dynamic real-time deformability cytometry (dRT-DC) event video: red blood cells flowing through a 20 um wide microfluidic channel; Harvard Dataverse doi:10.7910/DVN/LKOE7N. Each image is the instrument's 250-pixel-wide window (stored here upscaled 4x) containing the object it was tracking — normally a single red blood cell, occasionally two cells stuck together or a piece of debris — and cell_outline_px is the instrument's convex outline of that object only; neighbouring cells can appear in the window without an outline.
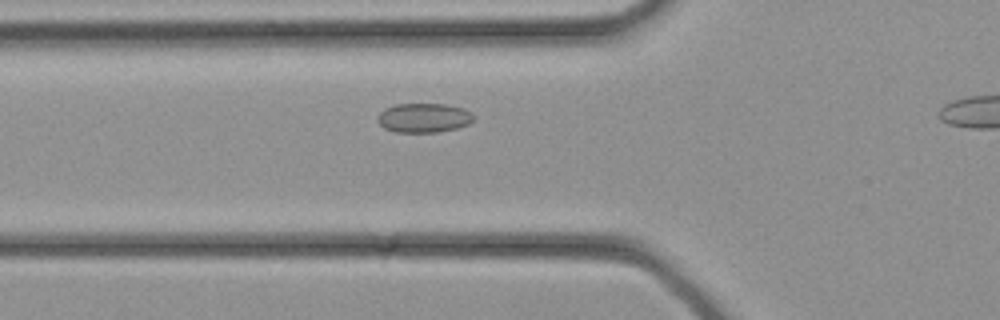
{"species": "common noctule bat (a hibernating species)", "species_latin": "Nyctalus noctula", "temperature_condition": "cold", "stored_images_in_passage": 25, "camera_frame_rate_fps": 3000, "um_per_image_px": 0.085, "animal": {"sex": "female", "body_mass_g": 21.9}, "frame": {"image": 1, "passage_image": 9, "time_ms": 2.667, "image_size_px": [1000, 320], "cell_outline_px": [[476, 116], [468, 124], [456, 128], [440, 132], [396, 132], [384, 128], [376, 120], [376, 116], [384, 108], [396, 104], [448, 104], [464, 108], [472, 112]], "centroid_in_image_um": [36.02, 10.01], "position_along_channel_um": 89.8, "area_um2": 16.65}}
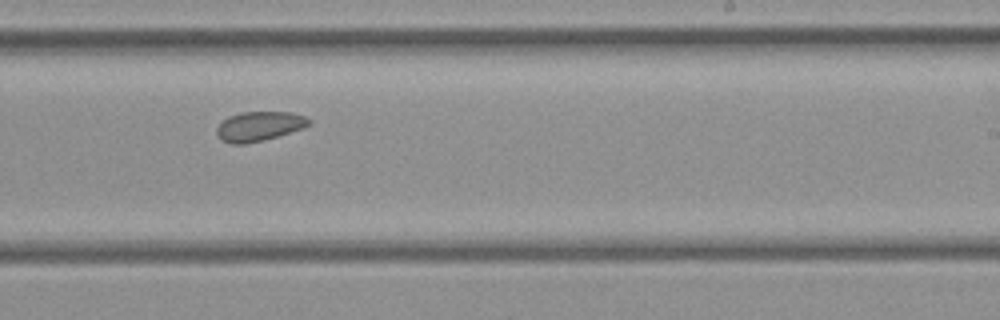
{"frame": {"image": 2, "passage_image": 18, "time_ms": 5.667, "image_size_px": [1000, 320], "cell_outline_px": [[312, 124], [304, 128], [264, 140], [244, 144], [228, 144], [220, 140], [216, 136], [216, 128], [228, 116], [240, 112], [292, 112], [304, 116], [312, 120]], "centroid_in_image_um": [22.02, 10.74], "position_along_channel_um": 267.0, "area_um2": 16.13}}
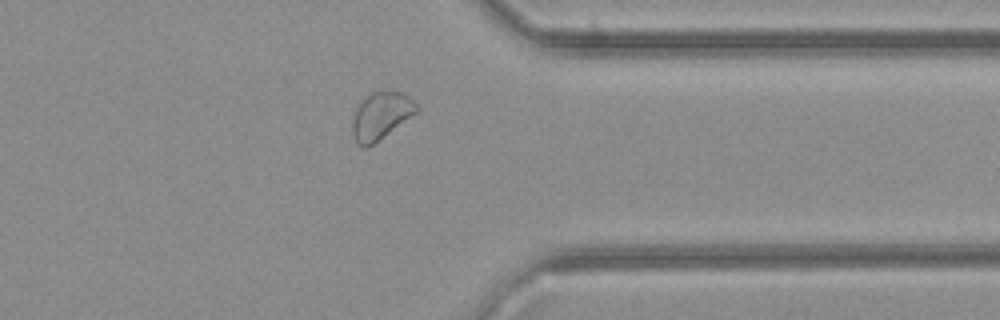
{"frame": {"image": 3, "passage_image": 24, "time_ms": 7.667, "image_size_px": [1000, 320], "cell_outline_px": [[420, 108], [416, 112], [368, 148], [360, 148], [356, 144], [352, 132], [352, 124], [356, 108], [360, 100], [372, 92], [404, 92]], "centroid_in_image_um": [32.33, 9.86], "position_along_channel_um": 379.1, "area_um2": 17.51}}